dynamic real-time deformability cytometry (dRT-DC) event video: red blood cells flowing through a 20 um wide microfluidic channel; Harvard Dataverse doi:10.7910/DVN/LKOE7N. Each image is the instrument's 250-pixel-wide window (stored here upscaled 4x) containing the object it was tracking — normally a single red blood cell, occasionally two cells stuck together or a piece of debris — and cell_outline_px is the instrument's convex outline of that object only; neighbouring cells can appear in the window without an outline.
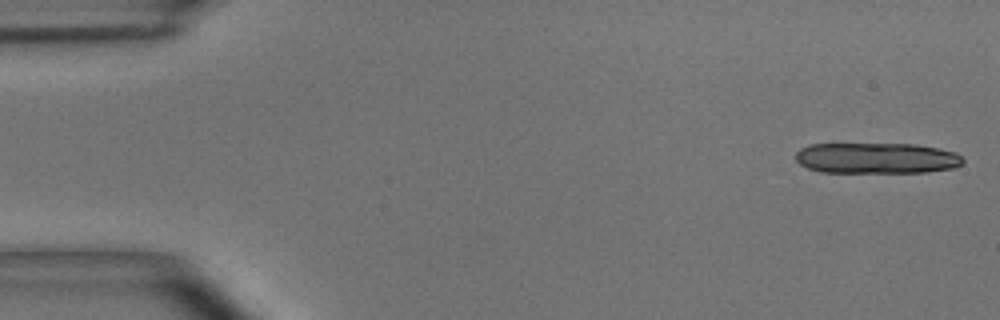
{"species": "common noctule bat (a hibernating species)", "species_latin": "Nyctalus noctula", "temperature_condition": "room temperature", "stored_images_in_passage": 13, "camera_frame_rate_fps": 3000, "um_per_image_px": 0.085, "animal": {"sex": "male", "body_mass_g": 15.6}, "frame": {"image": 1, "passage_image": 1, "time_ms": 0.0, "image_size_px": [1000, 320], "cell_outline_px": [[964, 160], [960, 164], [952, 168], [928, 172], [820, 172], [808, 168], [800, 164], [796, 160], [796, 152], [800, 148], [812, 144], [916, 144], [940, 148], [956, 152]], "centroid_in_image_um": [74.5, 13.44], "position_along_channel_um": 10.5, "area_um2": 30.11}}